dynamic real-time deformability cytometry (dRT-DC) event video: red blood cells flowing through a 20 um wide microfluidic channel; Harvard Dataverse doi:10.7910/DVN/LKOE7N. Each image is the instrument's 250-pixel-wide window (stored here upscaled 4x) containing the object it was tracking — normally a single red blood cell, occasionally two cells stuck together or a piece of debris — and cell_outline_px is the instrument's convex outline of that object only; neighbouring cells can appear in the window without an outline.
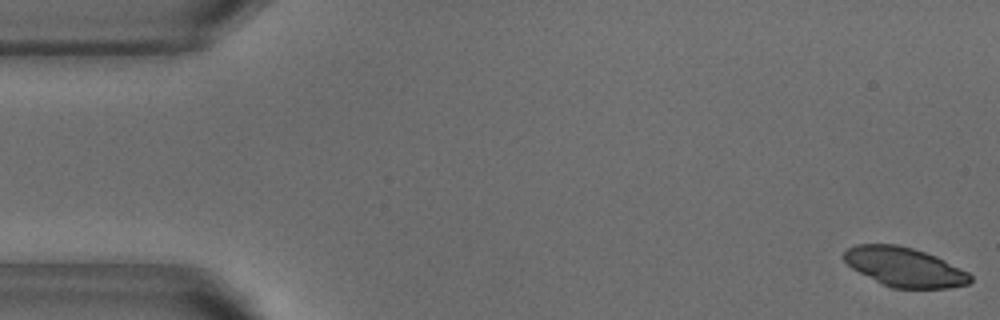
{"species": "common noctule bat (a hibernating species)", "species_latin": "Nyctalus noctula", "temperature_condition": "warm", "stored_images_in_passage": 45, "camera_frame_rate_fps": 3000, "um_per_image_px": 0.085, "animal": {"sex": "male", "body_mass_g": 18.8}, "frame": {"image": 1, "passage_image": 1, "time_ms": 0.0, "image_size_px": [1000, 320], "cell_outline_px": [[972, 280], [968, 284], [948, 288], [892, 288], [880, 284], [852, 268], [844, 260], [844, 252], [848, 248], [856, 244], [896, 244], [912, 248], [936, 256], [968, 272], [972, 276]], "centroid_in_image_um": [76.88, 22.7], "position_along_channel_um": 8.1, "area_um2": 28.84}}